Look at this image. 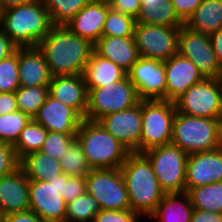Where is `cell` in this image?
Segmentation results:
<instances>
[{
	"mask_svg": "<svg viewBox=\"0 0 222 222\" xmlns=\"http://www.w3.org/2000/svg\"><path fill=\"white\" fill-rule=\"evenodd\" d=\"M98 122L131 153H138L142 130V101L127 110L103 116Z\"/></svg>",
	"mask_w": 222,
	"mask_h": 222,
	"instance_id": "9a60e30c",
	"label": "cell"
},
{
	"mask_svg": "<svg viewBox=\"0 0 222 222\" xmlns=\"http://www.w3.org/2000/svg\"><path fill=\"white\" fill-rule=\"evenodd\" d=\"M93 50L126 72L139 58L134 37L101 36L93 45Z\"/></svg>",
	"mask_w": 222,
	"mask_h": 222,
	"instance_id": "603a6c76",
	"label": "cell"
},
{
	"mask_svg": "<svg viewBox=\"0 0 222 222\" xmlns=\"http://www.w3.org/2000/svg\"><path fill=\"white\" fill-rule=\"evenodd\" d=\"M37 47L42 51L51 77L82 75L93 44L70 32L66 25H51Z\"/></svg>",
	"mask_w": 222,
	"mask_h": 222,
	"instance_id": "6da1fadb",
	"label": "cell"
},
{
	"mask_svg": "<svg viewBox=\"0 0 222 222\" xmlns=\"http://www.w3.org/2000/svg\"><path fill=\"white\" fill-rule=\"evenodd\" d=\"M213 51L222 67V28L210 35Z\"/></svg>",
	"mask_w": 222,
	"mask_h": 222,
	"instance_id": "c3c4849f",
	"label": "cell"
},
{
	"mask_svg": "<svg viewBox=\"0 0 222 222\" xmlns=\"http://www.w3.org/2000/svg\"><path fill=\"white\" fill-rule=\"evenodd\" d=\"M29 210V180L19 166L0 177V217Z\"/></svg>",
	"mask_w": 222,
	"mask_h": 222,
	"instance_id": "d6986e66",
	"label": "cell"
},
{
	"mask_svg": "<svg viewBox=\"0 0 222 222\" xmlns=\"http://www.w3.org/2000/svg\"><path fill=\"white\" fill-rule=\"evenodd\" d=\"M184 25L209 36L216 33L222 28V0H202Z\"/></svg>",
	"mask_w": 222,
	"mask_h": 222,
	"instance_id": "484cf974",
	"label": "cell"
},
{
	"mask_svg": "<svg viewBox=\"0 0 222 222\" xmlns=\"http://www.w3.org/2000/svg\"><path fill=\"white\" fill-rule=\"evenodd\" d=\"M174 101H142V130L138 153L171 143Z\"/></svg>",
	"mask_w": 222,
	"mask_h": 222,
	"instance_id": "8992f818",
	"label": "cell"
},
{
	"mask_svg": "<svg viewBox=\"0 0 222 222\" xmlns=\"http://www.w3.org/2000/svg\"><path fill=\"white\" fill-rule=\"evenodd\" d=\"M141 9L136 23L182 26L170 0H140Z\"/></svg>",
	"mask_w": 222,
	"mask_h": 222,
	"instance_id": "83f0119b",
	"label": "cell"
},
{
	"mask_svg": "<svg viewBox=\"0 0 222 222\" xmlns=\"http://www.w3.org/2000/svg\"><path fill=\"white\" fill-rule=\"evenodd\" d=\"M49 95L75 109L85 118L88 107V90L83 75L51 77Z\"/></svg>",
	"mask_w": 222,
	"mask_h": 222,
	"instance_id": "44dd1931",
	"label": "cell"
},
{
	"mask_svg": "<svg viewBox=\"0 0 222 222\" xmlns=\"http://www.w3.org/2000/svg\"><path fill=\"white\" fill-rule=\"evenodd\" d=\"M151 162L160 187L166 194L185 193L188 155L170 143L143 153Z\"/></svg>",
	"mask_w": 222,
	"mask_h": 222,
	"instance_id": "52a82bcc",
	"label": "cell"
},
{
	"mask_svg": "<svg viewBox=\"0 0 222 222\" xmlns=\"http://www.w3.org/2000/svg\"><path fill=\"white\" fill-rule=\"evenodd\" d=\"M77 133H59L48 131L46 140L40 151L49 157L60 160L70 144L76 139Z\"/></svg>",
	"mask_w": 222,
	"mask_h": 222,
	"instance_id": "74e56055",
	"label": "cell"
},
{
	"mask_svg": "<svg viewBox=\"0 0 222 222\" xmlns=\"http://www.w3.org/2000/svg\"><path fill=\"white\" fill-rule=\"evenodd\" d=\"M19 166L28 180L49 181L63 173L60 161L42 151L27 154L20 160Z\"/></svg>",
	"mask_w": 222,
	"mask_h": 222,
	"instance_id": "4316f807",
	"label": "cell"
},
{
	"mask_svg": "<svg viewBox=\"0 0 222 222\" xmlns=\"http://www.w3.org/2000/svg\"><path fill=\"white\" fill-rule=\"evenodd\" d=\"M34 1L37 0H0V11L14 6L29 4Z\"/></svg>",
	"mask_w": 222,
	"mask_h": 222,
	"instance_id": "681fc988",
	"label": "cell"
},
{
	"mask_svg": "<svg viewBox=\"0 0 222 222\" xmlns=\"http://www.w3.org/2000/svg\"><path fill=\"white\" fill-rule=\"evenodd\" d=\"M0 24L17 47L37 46L52 25L42 0L1 11Z\"/></svg>",
	"mask_w": 222,
	"mask_h": 222,
	"instance_id": "3957f363",
	"label": "cell"
},
{
	"mask_svg": "<svg viewBox=\"0 0 222 222\" xmlns=\"http://www.w3.org/2000/svg\"><path fill=\"white\" fill-rule=\"evenodd\" d=\"M87 192L84 176H68L63 181L62 197L66 203Z\"/></svg>",
	"mask_w": 222,
	"mask_h": 222,
	"instance_id": "ab89813d",
	"label": "cell"
},
{
	"mask_svg": "<svg viewBox=\"0 0 222 222\" xmlns=\"http://www.w3.org/2000/svg\"><path fill=\"white\" fill-rule=\"evenodd\" d=\"M142 218L137 212L127 210L101 209L94 217L93 222H139Z\"/></svg>",
	"mask_w": 222,
	"mask_h": 222,
	"instance_id": "f35d334b",
	"label": "cell"
},
{
	"mask_svg": "<svg viewBox=\"0 0 222 222\" xmlns=\"http://www.w3.org/2000/svg\"><path fill=\"white\" fill-rule=\"evenodd\" d=\"M139 101L165 100L164 61L139 56L127 72Z\"/></svg>",
	"mask_w": 222,
	"mask_h": 222,
	"instance_id": "5bb4252c",
	"label": "cell"
},
{
	"mask_svg": "<svg viewBox=\"0 0 222 222\" xmlns=\"http://www.w3.org/2000/svg\"><path fill=\"white\" fill-rule=\"evenodd\" d=\"M110 8L109 2L92 0L66 26L71 33L94 45L102 36L104 22Z\"/></svg>",
	"mask_w": 222,
	"mask_h": 222,
	"instance_id": "ffe728a7",
	"label": "cell"
},
{
	"mask_svg": "<svg viewBox=\"0 0 222 222\" xmlns=\"http://www.w3.org/2000/svg\"><path fill=\"white\" fill-rule=\"evenodd\" d=\"M19 162L13 146L0 141V177L16 170Z\"/></svg>",
	"mask_w": 222,
	"mask_h": 222,
	"instance_id": "60d3db41",
	"label": "cell"
},
{
	"mask_svg": "<svg viewBox=\"0 0 222 222\" xmlns=\"http://www.w3.org/2000/svg\"><path fill=\"white\" fill-rule=\"evenodd\" d=\"M180 27L136 23L134 39L139 56L165 61L177 54Z\"/></svg>",
	"mask_w": 222,
	"mask_h": 222,
	"instance_id": "4fadbf2b",
	"label": "cell"
},
{
	"mask_svg": "<svg viewBox=\"0 0 222 222\" xmlns=\"http://www.w3.org/2000/svg\"><path fill=\"white\" fill-rule=\"evenodd\" d=\"M15 95L18 109L33 119L49 95V86H20Z\"/></svg>",
	"mask_w": 222,
	"mask_h": 222,
	"instance_id": "1f68e13d",
	"label": "cell"
},
{
	"mask_svg": "<svg viewBox=\"0 0 222 222\" xmlns=\"http://www.w3.org/2000/svg\"><path fill=\"white\" fill-rule=\"evenodd\" d=\"M52 25H66L92 0H42Z\"/></svg>",
	"mask_w": 222,
	"mask_h": 222,
	"instance_id": "4dcf8cb0",
	"label": "cell"
},
{
	"mask_svg": "<svg viewBox=\"0 0 222 222\" xmlns=\"http://www.w3.org/2000/svg\"><path fill=\"white\" fill-rule=\"evenodd\" d=\"M139 103L128 76L103 87L88 90V107L84 119L98 121L103 116L127 110Z\"/></svg>",
	"mask_w": 222,
	"mask_h": 222,
	"instance_id": "ba28073f",
	"label": "cell"
},
{
	"mask_svg": "<svg viewBox=\"0 0 222 222\" xmlns=\"http://www.w3.org/2000/svg\"><path fill=\"white\" fill-rule=\"evenodd\" d=\"M193 210L186 192L165 194L149 219L156 222H190Z\"/></svg>",
	"mask_w": 222,
	"mask_h": 222,
	"instance_id": "d4e9b609",
	"label": "cell"
},
{
	"mask_svg": "<svg viewBox=\"0 0 222 222\" xmlns=\"http://www.w3.org/2000/svg\"><path fill=\"white\" fill-rule=\"evenodd\" d=\"M20 87L18 47L0 61V92H15Z\"/></svg>",
	"mask_w": 222,
	"mask_h": 222,
	"instance_id": "8d00e7d4",
	"label": "cell"
},
{
	"mask_svg": "<svg viewBox=\"0 0 222 222\" xmlns=\"http://www.w3.org/2000/svg\"><path fill=\"white\" fill-rule=\"evenodd\" d=\"M109 4L113 10L131 16L134 19L137 18L141 9L140 0H111Z\"/></svg>",
	"mask_w": 222,
	"mask_h": 222,
	"instance_id": "7bdbcfd3",
	"label": "cell"
},
{
	"mask_svg": "<svg viewBox=\"0 0 222 222\" xmlns=\"http://www.w3.org/2000/svg\"><path fill=\"white\" fill-rule=\"evenodd\" d=\"M95 1H105V2H110L111 0H95Z\"/></svg>",
	"mask_w": 222,
	"mask_h": 222,
	"instance_id": "f907efd6",
	"label": "cell"
},
{
	"mask_svg": "<svg viewBox=\"0 0 222 222\" xmlns=\"http://www.w3.org/2000/svg\"><path fill=\"white\" fill-rule=\"evenodd\" d=\"M166 76L165 100L175 101L192 85L204 79L197 66L188 58L175 54L164 61Z\"/></svg>",
	"mask_w": 222,
	"mask_h": 222,
	"instance_id": "e0dca14e",
	"label": "cell"
},
{
	"mask_svg": "<svg viewBox=\"0 0 222 222\" xmlns=\"http://www.w3.org/2000/svg\"><path fill=\"white\" fill-rule=\"evenodd\" d=\"M62 173L49 181L29 180V209L45 222H65L66 205L62 197Z\"/></svg>",
	"mask_w": 222,
	"mask_h": 222,
	"instance_id": "8fae6325",
	"label": "cell"
},
{
	"mask_svg": "<svg viewBox=\"0 0 222 222\" xmlns=\"http://www.w3.org/2000/svg\"><path fill=\"white\" fill-rule=\"evenodd\" d=\"M65 222H93L101 210L99 203L89 194L76 197L66 205Z\"/></svg>",
	"mask_w": 222,
	"mask_h": 222,
	"instance_id": "d6a6232c",
	"label": "cell"
},
{
	"mask_svg": "<svg viewBox=\"0 0 222 222\" xmlns=\"http://www.w3.org/2000/svg\"><path fill=\"white\" fill-rule=\"evenodd\" d=\"M222 181V146L188 155L185 192L191 188Z\"/></svg>",
	"mask_w": 222,
	"mask_h": 222,
	"instance_id": "2e32d148",
	"label": "cell"
},
{
	"mask_svg": "<svg viewBox=\"0 0 222 222\" xmlns=\"http://www.w3.org/2000/svg\"><path fill=\"white\" fill-rule=\"evenodd\" d=\"M59 161L62 172L68 176L85 177L92 171L77 138L70 144L69 148Z\"/></svg>",
	"mask_w": 222,
	"mask_h": 222,
	"instance_id": "836d02e7",
	"label": "cell"
},
{
	"mask_svg": "<svg viewBox=\"0 0 222 222\" xmlns=\"http://www.w3.org/2000/svg\"><path fill=\"white\" fill-rule=\"evenodd\" d=\"M190 222H222V213L194 209Z\"/></svg>",
	"mask_w": 222,
	"mask_h": 222,
	"instance_id": "bcb514c9",
	"label": "cell"
},
{
	"mask_svg": "<svg viewBox=\"0 0 222 222\" xmlns=\"http://www.w3.org/2000/svg\"><path fill=\"white\" fill-rule=\"evenodd\" d=\"M30 120L20 110L0 115V141L13 146Z\"/></svg>",
	"mask_w": 222,
	"mask_h": 222,
	"instance_id": "e575fe53",
	"label": "cell"
},
{
	"mask_svg": "<svg viewBox=\"0 0 222 222\" xmlns=\"http://www.w3.org/2000/svg\"><path fill=\"white\" fill-rule=\"evenodd\" d=\"M85 180L87 193L99 203L101 209H131L120 168L92 169Z\"/></svg>",
	"mask_w": 222,
	"mask_h": 222,
	"instance_id": "30bf717a",
	"label": "cell"
},
{
	"mask_svg": "<svg viewBox=\"0 0 222 222\" xmlns=\"http://www.w3.org/2000/svg\"><path fill=\"white\" fill-rule=\"evenodd\" d=\"M18 69L20 86H49L51 75L37 46L18 47Z\"/></svg>",
	"mask_w": 222,
	"mask_h": 222,
	"instance_id": "7402d4cb",
	"label": "cell"
},
{
	"mask_svg": "<svg viewBox=\"0 0 222 222\" xmlns=\"http://www.w3.org/2000/svg\"><path fill=\"white\" fill-rule=\"evenodd\" d=\"M47 134L48 131L40 123L31 119L13 145L17 159L20 161L27 154L40 151Z\"/></svg>",
	"mask_w": 222,
	"mask_h": 222,
	"instance_id": "f546056e",
	"label": "cell"
},
{
	"mask_svg": "<svg viewBox=\"0 0 222 222\" xmlns=\"http://www.w3.org/2000/svg\"><path fill=\"white\" fill-rule=\"evenodd\" d=\"M176 111L202 118H222V78H204L175 101Z\"/></svg>",
	"mask_w": 222,
	"mask_h": 222,
	"instance_id": "9c48e42d",
	"label": "cell"
},
{
	"mask_svg": "<svg viewBox=\"0 0 222 222\" xmlns=\"http://www.w3.org/2000/svg\"><path fill=\"white\" fill-rule=\"evenodd\" d=\"M83 117L73 108L47 96L45 103L38 109L33 120L47 131L77 133Z\"/></svg>",
	"mask_w": 222,
	"mask_h": 222,
	"instance_id": "ac0fdd59",
	"label": "cell"
},
{
	"mask_svg": "<svg viewBox=\"0 0 222 222\" xmlns=\"http://www.w3.org/2000/svg\"><path fill=\"white\" fill-rule=\"evenodd\" d=\"M136 19L112 8L108 10L102 36L134 37Z\"/></svg>",
	"mask_w": 222,
	"mask_h": 222,
	"instance_id": "d590c367",
	"label": "cell"
},
{
	"mask_svg": "<svg viewBox=\"0 0 222 222\" xmlns=\"http://www.w3.org/2000/svg\"><path fill=\"white\" fill-rule=\"evenodd\" d=\"M128 192L131 210L148 217L166 194L154 173L149 159L143 153H130L120 168Z\"/></svg>",
	"mask_w": 222,
	"mask_h": 222,
	"instance_id": "7a4b0ae2",
	"label": "cell"
},
{
	"mask_svg": "<svg viewBox=\"0 0 222 222\" xmlns=\"http://www.w3.org/2000/svg\"><path fill=\"white\" fill-rule=\"evenodd\" d=\"M76 138L91 169L121 168L131 153L98 121L83 119Z\"/></svg>",
	"mask_w": 222,
	"mask_h": 222,
	"instance_id": "277c9868",
	"label": "cell"
},
{
	"mask_svg": "<svg viewBox=\"0 0 222 222\" xmlns=\"http://www.w3.org/2000/svg\"><path fill=\"white\" fill-rule=\"evenodd\" d=\"M17 46L4 33L3 27L0 24V61L11 55Z\"/></svg>",
	"mask_w": 222,
	"mask_h": 222,
	"instance_id": "7dc6e473",
	"label": "cell"
},
{
	"mask_svg": "<svg viewBox=\"0 0 222 222\" xmlns=\"http://www.w3.org/2000/svg\"><path fill=\"white\" fill-rule=\"evenodd\" d=\"M2 222H45L33 211L26 210L0 217Z\"/></svg>",
	"mask_w": 222,
	"mask_h": 222,
	"instance_id": "ee69618b",
	"label": "cell"
},
{
	"mask_svg": "<svg viewBox=\"0 0 222 222\" xmlns=\"http://www.w3.org/2000/svg\"><path fill=\"white\" fill-rule=\"evenodd\" d=\"M82 75L89 90L120 81L127 76V72L93 50Z\"/></svg>",
	"mask_w": 222,
	"mask_h": 222,
	"instance_id": "cb8c5ba5",
	"label": "cell"
},
{
	"mask_svg": "<svg viewBox=\"0 0 222 222\" xmlns=\"http://www.w3.org/2000/svg\"><path fill=\"white\" fill-rule=\"evenodd\" d=\"M187 194L194 209L222 213V181L191 188Z\"/></svg>",
	"mask_w": 222,
	"mask_h": 222,
	"instance_id": "f1b7e54d",
	"label": "cell"
},
{
	"mask_svg": "<svg viewBox=\"0 0 222 222\" xmlns=\"http://www.w3.org/2000/svg\"><path fill=\"white\" fill-rule=\"evenodd\" d=\"M178 18L185 23L202 0H170Z\"/></svg>",
	"mask_w": 222,
	"mask_h": 222,
	"instance_id": "b9f144b4",
	"label": "cell"
},
{
	"mask_svg": "<svg viewBox=\"0 0 222 222\" xmlns=\"http://www.w3.org/2000/svg\"><path fill=\"white\" fill-rule=\"evenodd\" d=\"M17 99L15 92H0V115L17 111Z\"/></svg>",
	"mask_w": 222,
	"mask_h": 222,
	"instance_id": "f6af8a7d",
	"label": "cell"
},
{
	"mask_svg": "<svg viewBox=\"0 0 222 222\" xmlns=\"http://www.w3.org/2000/svg\"><path fill=\"white\" fill-rule=\"evenodd\" d=\"M177 53L191 60L204 78H222V67L213 51L209 35L183 24L178 35Z\"/></svg>",
	"mask_w": 222,
	"mask_h": 222,
	"instance_id": "7c38bea8",
	"label": "cell"
},
{
	"mask_svg": "<svg viewBox=\"0 0 222 222\" xmlns=\"http://www.w3.org/2000/svg\"><path fill=\"white\" fill-rule=\"evenodd\" d=\"M171 143L187 155L215 150L222 146V118H202L176 111Z\"/></svg>",
	"mask_w": 222,
	"mask_h": 222,
	"instance_id": "5b68a950",
	"label": "cell"
}]
</instances>
